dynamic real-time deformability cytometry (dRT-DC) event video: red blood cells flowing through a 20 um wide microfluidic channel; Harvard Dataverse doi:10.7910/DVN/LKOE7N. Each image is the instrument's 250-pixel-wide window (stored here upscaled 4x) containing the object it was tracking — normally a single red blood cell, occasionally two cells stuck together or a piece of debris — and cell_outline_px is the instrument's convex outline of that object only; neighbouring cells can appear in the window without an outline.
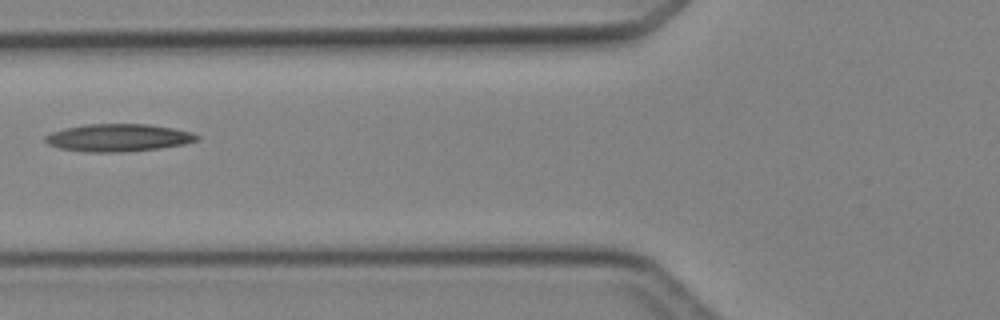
{"species": "Egyptian fruit bat (a non-hibernating species)", "species_latin": "Rousettus aegyptiacus", "temperature_condition": "cold", "stored_images_in_passage": 4, "camera_frame_rate_fps": 3000, "um_per_image_px": 0.085, "animal": {"sex": "female"}, "frame": {"image": 1, "passage_image": 3, "time_ms": 2.333, "image_size_px": [1000, 320], "cell_outline_px": [[200, 140], [184, 144], [160, 148], [120, 152], [88, 152], [60, 148], [48, 144], [44, 140], [44, 136], [52, 132], [64, 128], [84, 124], [148, 124], [172, 128], [192, 132], [200, 136]], "centroid_in_image_um": [10.06, 11.7], "position_along_channel_um": 115.7, "area_um2": 24.39}}
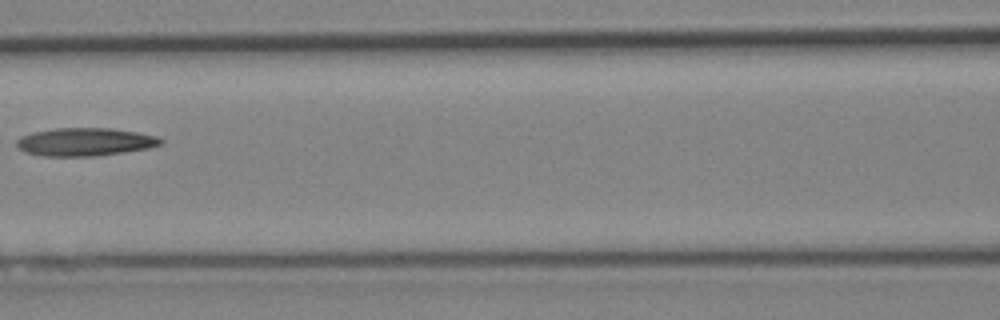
{"frame": {"image": 2, "passage_image": 4, "time_ms": 3.333, "image_size_px": [1000, 320], "cell_outline_px": [[164, 140], [160, 144], [148, 148], [124, 152], [92, 156], [40, 156], [24, 152], [16, 144], [16, 140], [20, 136], [32, 132], [56, 128], [112, 128], [136, 132], [156, 136]], "centroid_in_image_um": [7.18, 12.06], "position_along_channel_um": 159.4, "area_um2": 23.52}}